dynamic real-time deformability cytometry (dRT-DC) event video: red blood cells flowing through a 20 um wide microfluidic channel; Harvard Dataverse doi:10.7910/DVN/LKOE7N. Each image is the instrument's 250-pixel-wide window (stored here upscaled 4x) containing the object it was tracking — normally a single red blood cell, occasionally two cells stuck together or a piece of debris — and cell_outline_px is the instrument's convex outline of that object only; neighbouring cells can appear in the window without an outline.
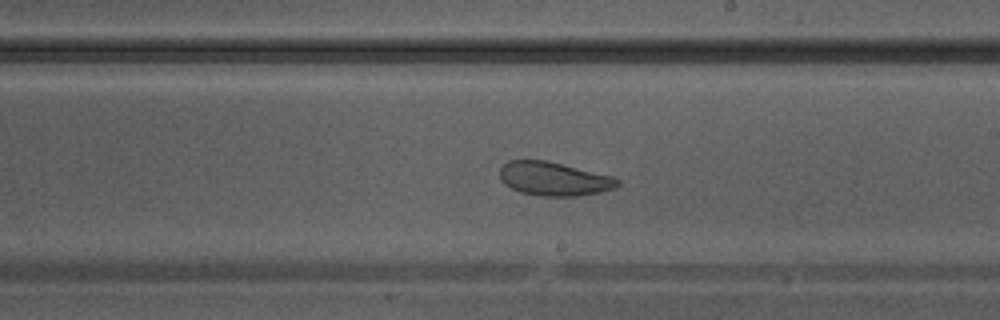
{"species": "Egyptian fruit bat (a non-hibernating species)", "species_latin": "Rousettus aegyptiacus", "temperature_condition": "warm", "stored_images_in_passage": 40, "camera_frame_rate_fps": 3000, "um_per_image_px": 0.085, "animal": {"sex": "male"}, "frame": {"image": 1, "passage_image": 23, "time_ms": 7.333, "image_size_px": [1000, 320], "cell_outline_px": [[620, 184], [616, 188], [600, 192], [576, 196], [544, 196], [520, 192], [504, 184], [500, 180], [500, 168], [508, 160], [544, 160], [612, 176], [620, 180]], "centroid_in_image_um": [47.08, 15.2], "position_along_channel_um": 241.9, "area_um2": 23.0}}